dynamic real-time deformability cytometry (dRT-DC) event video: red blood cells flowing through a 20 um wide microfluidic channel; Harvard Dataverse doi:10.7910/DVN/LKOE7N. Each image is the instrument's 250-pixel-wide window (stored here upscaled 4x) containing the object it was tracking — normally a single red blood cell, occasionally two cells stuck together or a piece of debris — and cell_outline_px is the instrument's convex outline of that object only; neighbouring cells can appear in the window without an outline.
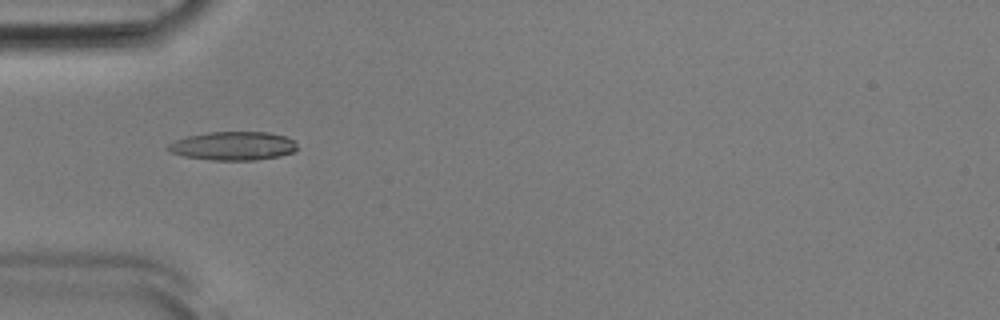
{"species": "Egyptian fruit bat (a non-hibernating species)", "species_latin": "Rousettus aegyptiacus", "temperature_condition": "room temperature", "stored_images_in_passage": 53, "camera_frame_rate_fps": 3000, "um_per_image_px": 0.085, "animal": {"sex": "male"}, "frame": {"image": 1, "passage_image": 17, "time_ms": 5.333, "image_size_px": [1000, 320], "cell_outline_px": [[296, 152], [280, 156], [252, 160], [212, 160], [184, 156], [168, 152], [164, 148], [168, 144], [176, 140], [188, 136], [208, 132], [268, 132], [284, 136], [296, 140]], "centroid_in_image_um": [19.81, 12.4], "position_along_channel_um": 65.2, "area_um2": 21.68}}
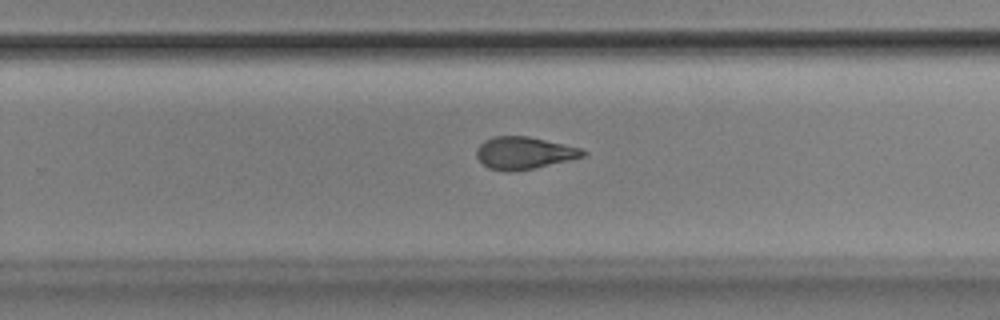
{"frame": {"image": 2, "passage_image": 34, "time_ms": 11.0, "image_size_px": [1000, 320], "cell_outline_px": [[588, 152], [584, 156], [568, 160], [532, 168], [508, 172], [488, 168], [476, 156], [476, 148], [484, 140], [492, 136], [528, 136], [580, 148]], "centroid_in_image_um": [44.5, 12.99], "position_along_channel_um": 285.3, "area_um2": 19.77}}
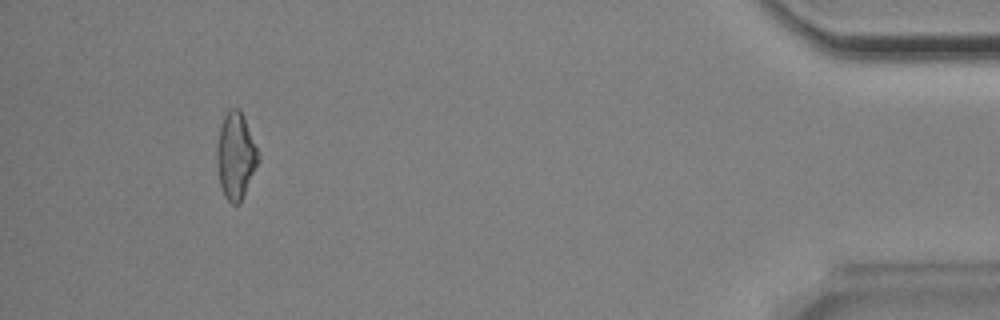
{"frame": {"image": 3, "passage_image": 49, "time_ms": 16.0, "image_size_px": [1000, 320], "cell_outline_px": [[260, 160], [240, 204], [232, 204], [224, 196], [220, 184], [216, 164], [216, 148], [220, 128], [224, 116], [232, 108], [240, 108], [244, 116], [260, 156]], "centroid_in_image_um": [20.04, 13.27], "position_along_channel_um": 415.2, "area_um2": 20.98}, "authors_computed_cell_mechanics": {"area_um2": 20.6346, "velocity_mm_per_s": 3.8979, "shape_relaxation_time_tau1_ms": 10.8744, "shape_relaxation_time_tau2_ms": 2.7858, "deformation_change_tau1": 0.2604, "deformation_change_tau2": 0.0954}}